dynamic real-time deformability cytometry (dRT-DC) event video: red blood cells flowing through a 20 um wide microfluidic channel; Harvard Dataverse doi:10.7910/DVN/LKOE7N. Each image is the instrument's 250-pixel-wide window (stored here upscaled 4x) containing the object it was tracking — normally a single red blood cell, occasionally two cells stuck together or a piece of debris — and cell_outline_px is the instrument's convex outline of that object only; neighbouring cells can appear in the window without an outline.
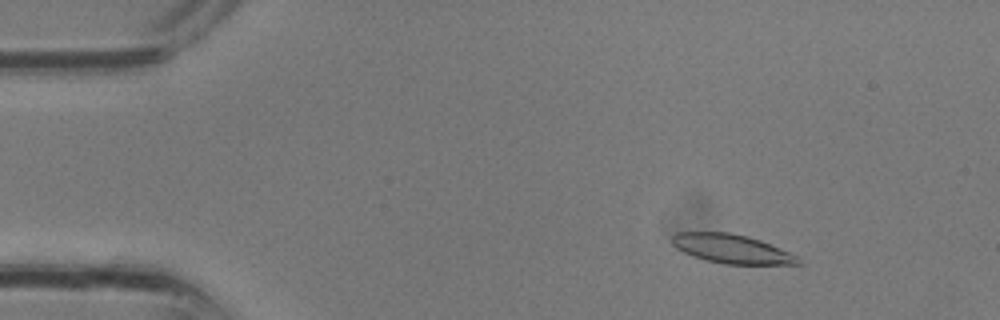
{"species": "common noctule bat (a hibernating species)", "species_latin": "Nyctalus noctula", "temperature_condition": "room temperature", "stored_images_in_passage": 16, "camera_frame_rate_fps": 3000, "um_per_image_px": 0.085, "animal": {"sex": "male", "body_mass_g": 13.3}, "frame": {"image": 1, "passage_image": 5, "time_ms": 1.333, "image_size_px": [1000, 320], "cell_outline_px": [[804, 264], [724, 264], [704, 260], [692, 256], [676, 248], [672, 244], [672, 236], [676, 232], [728, 232], [748, 236], [760, 240], [800, 256]], "centroid_in_image_um": [62.22, 21.16], "position_along_channel_um": 22.8, "area_um2": 21.5}}
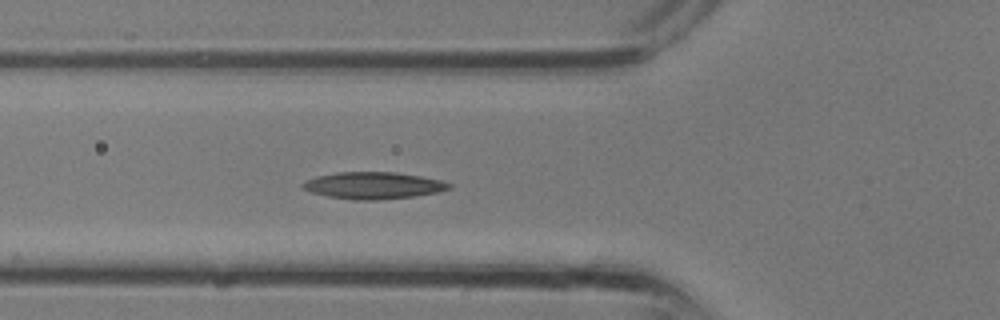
{"frame": {"image": 2, "passage_image": 12, "time_ms": 3.667, "image_size_px": [1000, 320], "cell_outline_px": [[452, 188], [440, 192], [412, 196], [376, 200], [352, 200], [328, 196], [312, 192], [304, 188], [300, 184], [316, 176], [336, 172], [396, 172], [420, 176], [440, 180], [452, 184]], "centroid_in_image_um": [31.75, 15.76], "position_along_channel_um": 94.0, "area_um2": 22.83}}
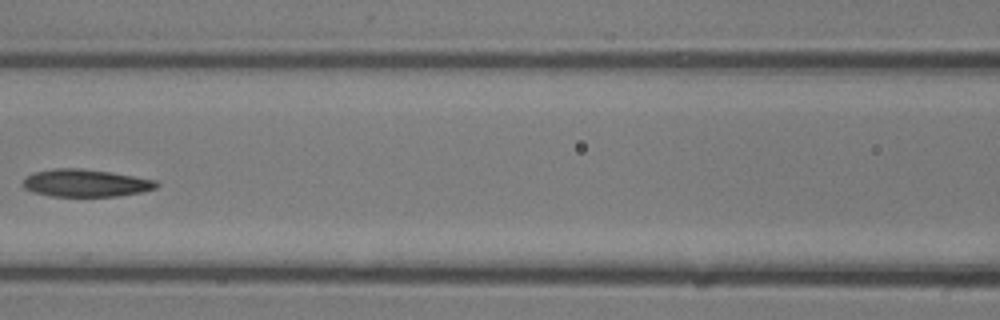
{"frame": {"image": 3, "passage_image": 15, "time_ms": 4.667, "image_size_px": [1000, 320], "cell_outline_px": [[160, 184], [156, 188], [140, 192], [116, 196], [48, 196], [32, 192], [24, 188], [20, 184], [24, 176], [32, 172], [56, 168], [80, 168], [108, 172], [156, 180]], "centroid_in_image_um": [7.19, 15.56], "position_along_channel_um": 159.4, "area_um2": 21.5}}